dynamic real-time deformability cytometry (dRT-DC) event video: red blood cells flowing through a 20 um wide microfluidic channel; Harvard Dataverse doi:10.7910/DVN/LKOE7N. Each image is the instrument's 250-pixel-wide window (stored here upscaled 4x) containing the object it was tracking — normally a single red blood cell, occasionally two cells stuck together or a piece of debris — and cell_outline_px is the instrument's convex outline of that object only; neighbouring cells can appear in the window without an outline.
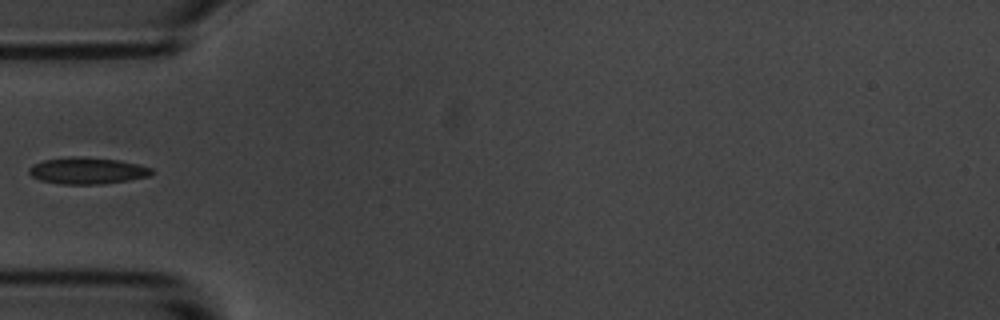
{"species": "common noctule bat (a hibernating species)", "species_latin": "Nyctalus noctula", "temperature_condition": "room temperature", "stored_images_in_passage": 5, "camera_frame_rate_fps": 3000, "um_per_image_px": 0.085, "animal": {"sex": "male", "body_mass_g": 20.1, "forearm_length_mm": 53.5}, "frame": {"image": 1, "passage_image": 5, "time_ms": 4.333, "image_size_px": [1000, 320], "cell_outline_px": [[152, 176], [104, 184], [64, 184], [40, 180], [32, 176], [28, 172], [28, 168], [32, 164], [44, 160], [72, 156], [120, 160], [152, 168]], "centroid_in_image_um": [7.41, 14.51], "position_along_channel_um": 77.6, "area_um2": 18.96}}